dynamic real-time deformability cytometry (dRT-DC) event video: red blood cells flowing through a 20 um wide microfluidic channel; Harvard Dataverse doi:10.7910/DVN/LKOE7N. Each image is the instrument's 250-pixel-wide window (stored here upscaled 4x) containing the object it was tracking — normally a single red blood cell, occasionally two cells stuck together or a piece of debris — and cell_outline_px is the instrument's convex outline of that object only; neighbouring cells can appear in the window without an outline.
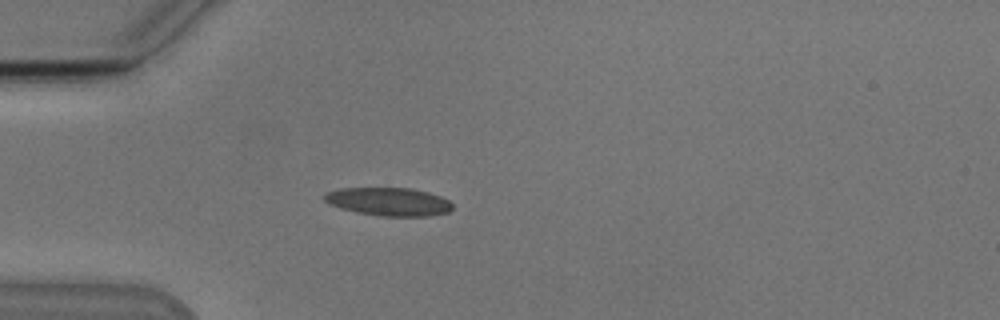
{"species": "Egyptian fruit bat (a non-hibernating species)", "species_latin": "Rousettus aegyptiacus", "temperature_condition": "cold", "stored_images_in_passage": 39, "camera_frame_rate_fps": 3000, "um_per_image_px": 0.085, "animal": {"sex": "male"}, "frame": {"image": 1, "passage_image": 1, "time_ms": 0.0, "image_size_px": [1000, 320], "cell_outline_px": [[452, 208], [448, 212], [432, 216], [380, 216], [356, 212], [340, 208], [328, 204], [320, 196], [328, 192], [340, 188], [412, 188], [428, 192], [440, 196], [448, 200], [452, 204]], "centroid_in_image_um": [33.01, 17.14], "position_along_channel_um": 52.0, "area_um2": 21.21}}
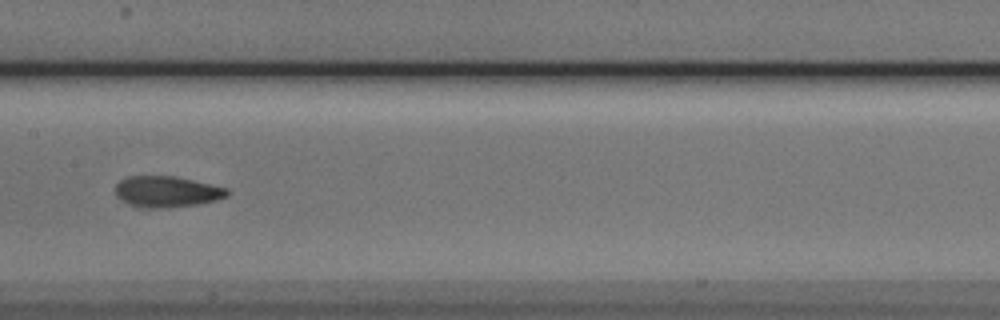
{"frame": {"image": 2, "passage_image": 13, "time_ms": 4.0, "image_size_px": [1000, 320], "cell_outline_px": [[228, 196], [216, 200], [196, 204], [168, 208], [140, 208], [128, 204], [120, 200], [116, 196], [116, 184], [120, 180], [128, 176], [176, 176], [228, 188]], "centroid_in_image_um": [14.15, 16.3], "position_along_channel_um": 193.2, "area_um2": 20.4}}
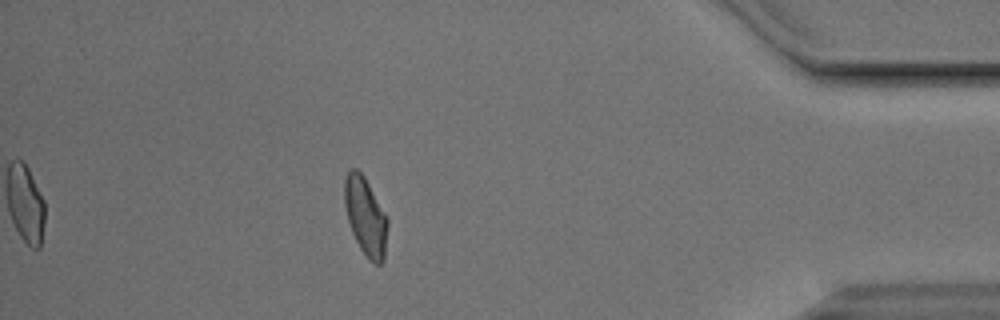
{"frame": {"image": 3, "passage_image": 33, "time_ms": 10.667, "image_size_px": [1000, 320], "cell_outline_px": [[388, 224], [384, 260], [380, 264], [376, 264], [368, 260], [360, 248], [352, 232], [348, 220], [344, 204], [344, 180], [348, 172], [352, 168], [356, 168], [364, 176], [388, 216]], "centroid_in_image_um": [31.08, 18.4], "position_along_channel_um": 404.1, "area_um2": 19.77}, "authors_computed_cell_mechanics": {"area_um2": 19.8832, "velocity_mm_per_s": 3.8192, "shape_relaxation_time_tau1_ms": 5.9047, "shape_relaxation_time_tau2_ms": 2.0048, "deformation_change_tau1": 0.1598, "deformation_change_tau2": 0.0749}}